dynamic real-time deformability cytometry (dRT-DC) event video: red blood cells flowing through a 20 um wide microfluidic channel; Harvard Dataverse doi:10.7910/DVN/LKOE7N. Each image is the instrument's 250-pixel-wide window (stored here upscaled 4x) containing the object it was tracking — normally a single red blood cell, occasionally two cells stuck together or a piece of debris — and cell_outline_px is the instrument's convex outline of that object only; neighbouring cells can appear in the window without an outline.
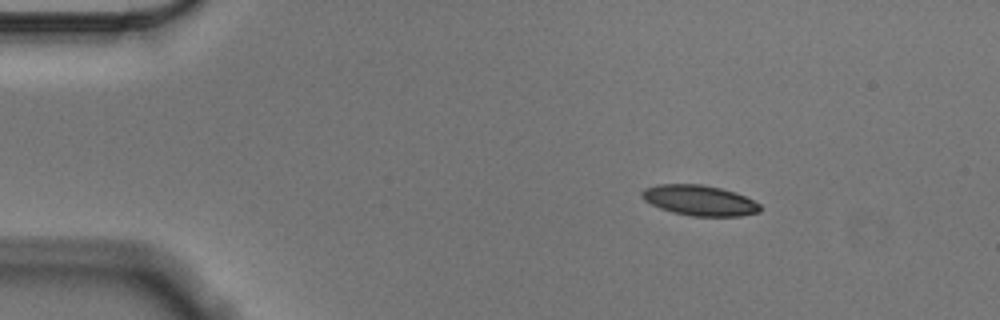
{"species": "Egyptian fruit bat (a non-hibernating species)", "species_latin": "Rousettus aegyptiacus", "temperature_condition": "cold", "stored_images_in_passage": 49, "camera_frame_rate_fps": 3000, "um_per_image_px": 0.085, "animal": {"sex": "male"}, "frame": {"image": 1, "passage_image": 1, "time_ms": 0.0, "image_size_px": [1000, 320], "cell_outline_px": [[760, 212], [740, 216], [692, 216], [672, 212], [660, 208], [644, 200], [640, 196], [640, 192], [644, 188], [656, 184], [700, 184], [720, 188], [736, 192], [760, 204]], "centroid_in_image_um": [59.42, 17.03], "position_along_channel_um": 25.6, "area_um2": 20.98}}
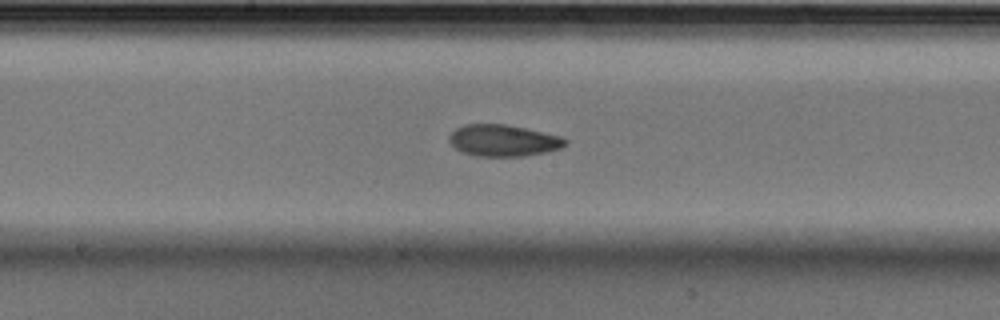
{"frame": {"image": 2, "passage_image": 22, "time_ms": 7.0, "image_size_px": [1000, 320], "cell_outline_px": [[568, 140], [560, 148], [544, 152], [524, 156], [476, 156], [464, 152], [456, 148], [448, 140], [448, 136], [456, 128], [464, 124], [504, 124], [524, 128], [560, 136]], "centroid_in_image_um": [42.74, 11.94], "position_along_channel_um": 205.5, "area_um2": 21.1}}
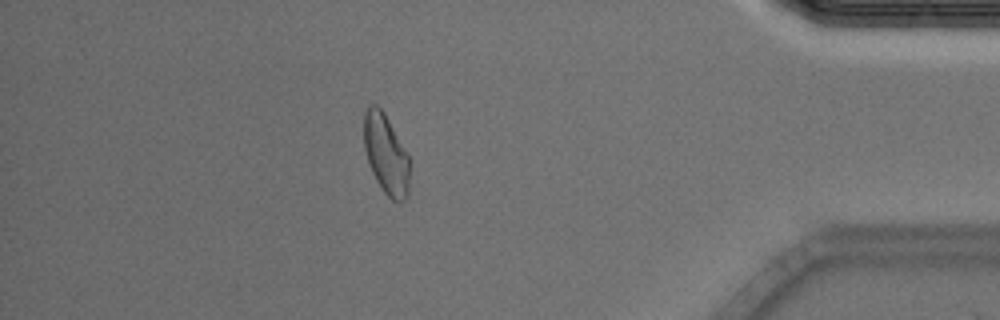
{"frame": {"image": 3, "passage_image": 42, "time_ms": 13.667, "image_size_px": [1000, 320], "cell_outline_px": [[408, 196], [404, 200], [392, 200], [384, 192], [376, 180], [368, 164], [364, 148], [364, 112], [372, 104], [376, 104], [384, 112], [408, 156]], "centroid_in_image_um": [32.77, 13.11], "position_along_channel_um": 402.4, "area_um2": 20.87}, "authors_computed_cell_mechanics": {"area_um2": 21.386, "velocity_mm_per_s": 3.54, "shape_relaxation_time_tau1_ms": 5.2122, "shape_relaxation_time_tau2_ms": 3.0506, "deformation_change_tau1": 0.1281, "deformation_change_tau2": 0.0817}}